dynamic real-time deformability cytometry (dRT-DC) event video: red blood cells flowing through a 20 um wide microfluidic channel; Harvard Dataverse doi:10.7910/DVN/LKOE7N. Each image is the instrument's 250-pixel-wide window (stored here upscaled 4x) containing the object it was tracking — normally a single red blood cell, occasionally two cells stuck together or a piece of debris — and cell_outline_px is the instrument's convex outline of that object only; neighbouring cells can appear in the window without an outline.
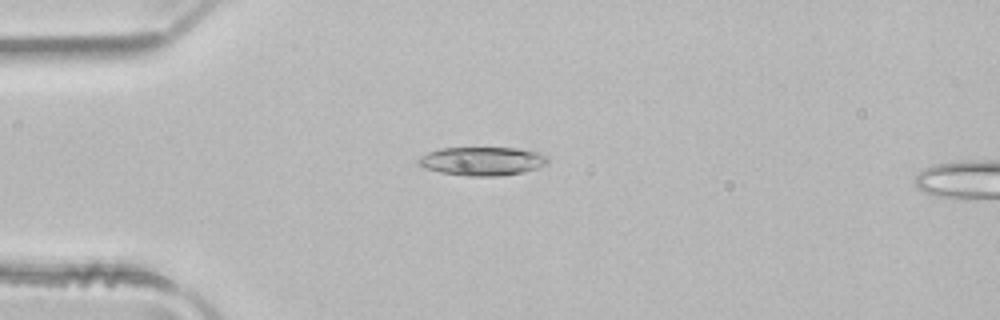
{"species": "common noctule bat (a hibernating species)", "species_latin": "Nyctalus noctula", "temperature_condition": "room temperature", "stored_images_in_passage": 45, "camera_frame_rate_fps": 3000, "um_per_image_px": 0.085, "animal": {"sex": "male", "body_mass_g": 21.5, "forearm_length_mm": 52.0}, "frame": {"image": 1, "passage_image": 8, "time_ms": 2.333, "image_size_px": [1000, 320], "cell_outline_px": [[548, 164], [536, 168], [520, 172], [496, 176], [464, 176], [440, 172], [428, 168], [420, 164], [416, 160], [420, 156], [428, 152], [440, 148], [516, 148], [540, 152], [548, 156]], "centroid_in_image_um": [41.01, 13.69], "position_along_channel_um": 44.0, "area_um2": 21.44}}
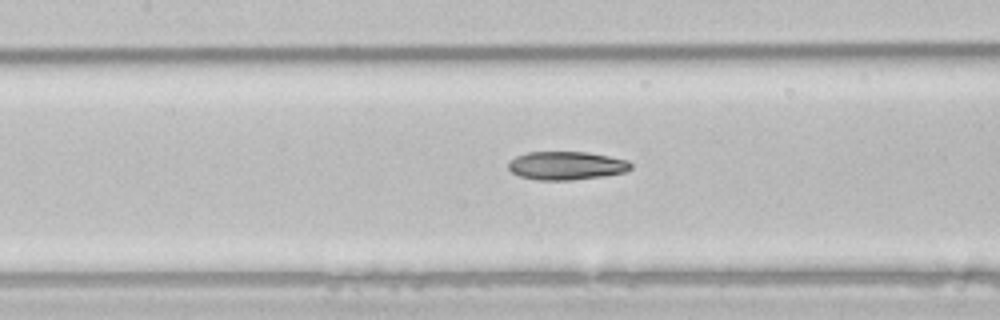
{"frame": {"image": 2, "passage_image": 18, "time_ms": 5.667, "image_size_px": [1000, 320], "cell_outline_px": [[632, 168], [624, 172], [604, 176], [572, 180], [536, 180], [520, 176], [512, 172], [508, 168], [508, 160], [516, 156], [528, 152], [588, 152], [628, 160], [632, 164]], "centroid_in_image_um": [48.13, 14.08], "position_along_channel_um": 159.3, "area_um2": 20.35}}
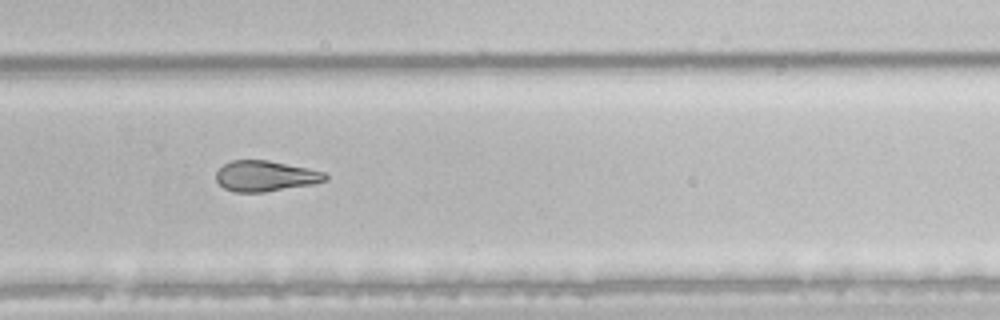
{"frame": {"image": 3, "passage_image": 29, "time_ms": 9.333, "image_size_px": [1000, 320], "cell_outline_px": [[328, 180], [316, 184], [264, 192], [236, 192], [224, 188], [216, 180], [216, 172], [224, 164], [232, 160], [268, 160], [308, 168], [324, 172], [328, 176]], "centroid_in_image_um": [22.59, 14.97], "position_along_channel_um": 307.2, "area_um2": 19.59}, "authors_computed_cell_mechanics": {"area_um2": 21.386, "velocity_mm_per_s": 4.0646, "shape_relaxation_time_tau1_ms": null, "shape_relaxation_time_tau2_ms": 6.9481, "deformation_change_tau1": null, "deformation_change_tau2": 0.179}}